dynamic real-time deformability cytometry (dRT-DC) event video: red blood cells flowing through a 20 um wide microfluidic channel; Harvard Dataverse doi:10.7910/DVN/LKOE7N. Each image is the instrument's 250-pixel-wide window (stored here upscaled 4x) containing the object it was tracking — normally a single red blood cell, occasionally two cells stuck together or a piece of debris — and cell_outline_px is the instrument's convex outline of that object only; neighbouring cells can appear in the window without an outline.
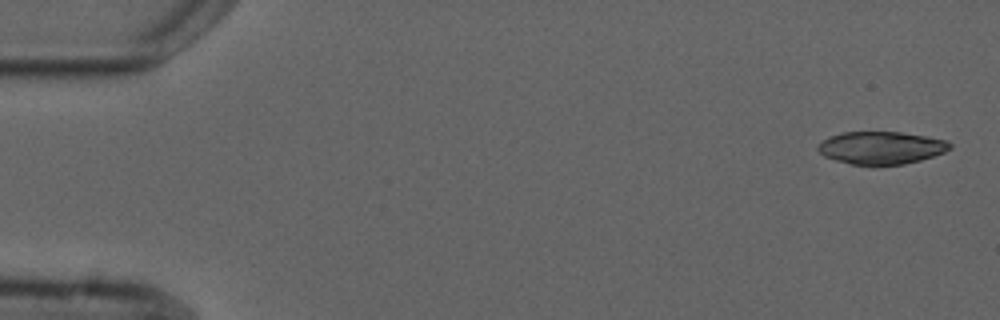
{"species": "common noctule bat (a hibernating species)", "species_latin": "Nyctalus noctula", "temperature_condition": "cold", "stored_images_in_passage": 4, "camera_frame_rate_fps": 3000, "um_per_image_px": 0.085, "animal": {"sex": "male", "forearm_length_mm": 52.5}, "frame": {"image": 1, "passage_image": 1, "time_ms": 0.0, "image_size_px": [1000, 320], "cell_outline_px": [[952, 148], [944, 152], [920, 160], [904, 164], [852, 164], [836, 160], [824, 156], [816, 148], [828, 136], [840, 132], [900, 132], [948, 140], [952, 144]], "centroid_in_image_um": [74.91, 12.54], "position_along_channel_um": 10.1, "area_um2": 24.85}}
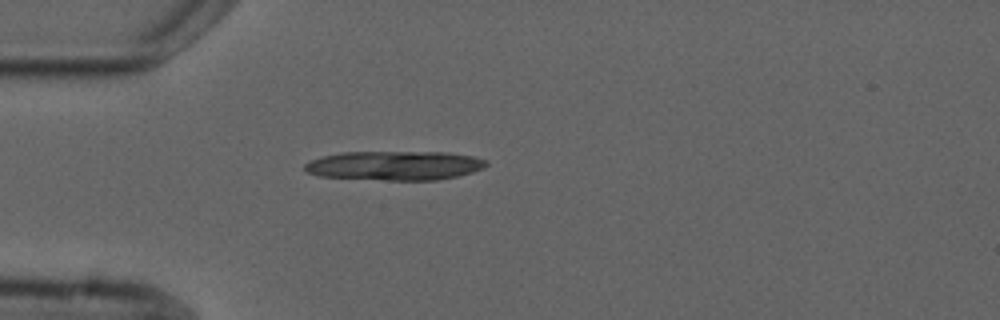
{"frame": {"image": 2, "passage_image": 4, "time_ms": 4.333, "image_size_px": [1000, 320], "cell_outline_px": [[488, 164], [484, 168], [472, 172], [456, 176], [436, 180], [388, 180], [320, 176], [308, 172], [304, 168], [304, 164], [312, 160], [324, 156], [340, 152], [448, 152], [472, 156], [488, 160]], "centroid_in_image_um": [33.59, 14.06], "position_along_channel_um": 51.4, "area_um2": 30.81}}